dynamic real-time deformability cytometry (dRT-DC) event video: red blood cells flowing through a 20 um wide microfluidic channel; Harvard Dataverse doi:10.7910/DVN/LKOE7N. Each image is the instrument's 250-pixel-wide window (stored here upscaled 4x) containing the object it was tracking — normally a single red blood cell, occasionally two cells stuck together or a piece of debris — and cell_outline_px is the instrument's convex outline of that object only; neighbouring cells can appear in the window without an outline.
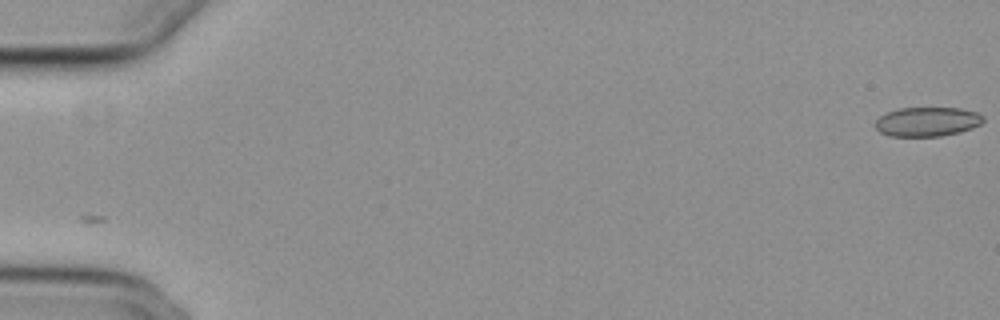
{"species": "common noctule bat (a hibernating species)", "species_latin": "Nyctalus noctula", "temperature_condition": "cold", "stored_images_in_passage": 32, "camera_frame_rate_fps": 3000, "um_per_image_px": 0.085, "animal": {"sex": "female", "body_mass_g": 29.2, "forearm_length_mm": 56.3}, "frame": {"image": 1, "passage_image": 1, "time_ms": 0.0, "image_size_px": [1000, 320], "cell_outline_px": [[984, 120], [980, 124], [972, 128], [960, 132], [940, 136], [888, 136], [880, 132], [876, 128], [876, 120], [880, 116], [888, 112], [900, 108], [960, 108], [976, 112], [984, 116]], "centroid_in_image_um": [78.83, 10.35], "position_along_channel_um": 6.2, "area_um2": 18.38}}
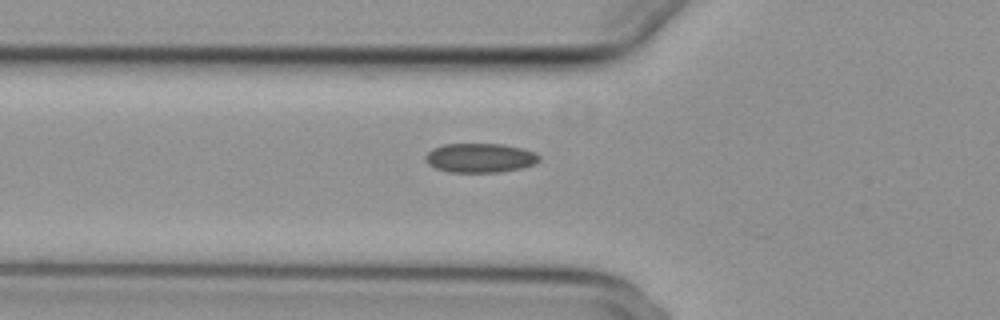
{"frame": {"image": 2, "passage_image": 21, "time_ms": 6.667, "image_size_px": [1000, 320], "cell_outline_px": [[540, 160], [532, 164], [520, 168], [500, 172], [448, 172], [436, 168], [428, 164], [424, 160], [424, 156], [432, 148], [444, 144], [500, 144], [520, 148], [532, 152], [540, 156]], "centroid_in_image_um": [40.74, 13.42], "position_along_channel_um": 85.1, "area_um2": 19.25}}
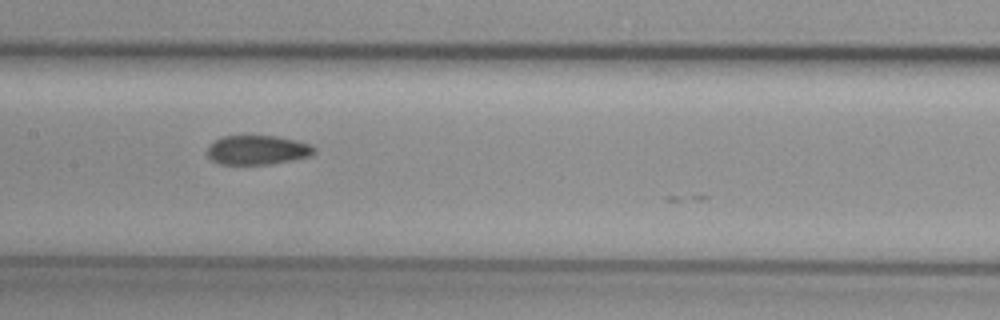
{"frame": {"image": 3, "passage_image": 29, "time_ms": 9.333, "image_size_px": [1000, 320], "cell_outline_px": [[316, 152], [308, 156], [292, 160], [268, 164], [220, 164], [212, 160], [208, 156], [208, 148], [216, 140], [224, 136], [276, 136], [296, 140], [312, 144], [316, 148]], "centroid_in_image_um": [21.93, 12.75], "position_along_channel_um": 185.5, "area_um2": 18.09}}